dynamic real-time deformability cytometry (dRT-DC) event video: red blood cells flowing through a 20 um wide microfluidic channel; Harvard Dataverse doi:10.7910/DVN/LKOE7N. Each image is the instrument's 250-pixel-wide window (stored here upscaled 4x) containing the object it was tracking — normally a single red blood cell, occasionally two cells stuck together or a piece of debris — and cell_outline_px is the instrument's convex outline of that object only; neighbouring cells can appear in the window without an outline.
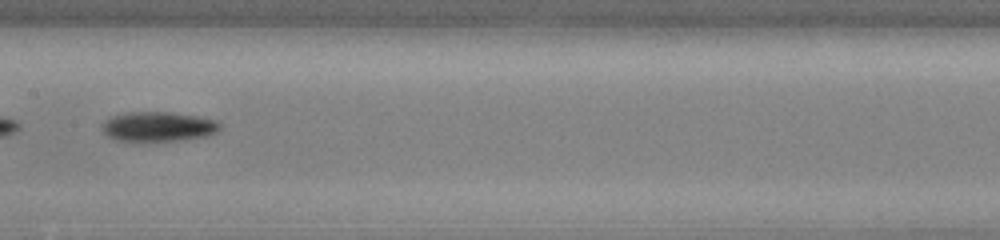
{"species": "common noctule bat (a hibernating species)", "species_latin": "Nyctalus noctula", "temperature_condition": "cold", "stored_images_in_passage": 36, "camera_frame_rate_fps": 3000, "um_per_image_px": 0.085, "animal": {"sex": "male", "body_mass_g": 13.0, "forearm_length_mm": 53.1}, "frame": {"image": 1, "passage_image": 11, "time_ms": 3.333, "image_size_px": [1000, 240], "cell_outline_px": [[220, 128], [216, 132], [208, 136], [180, 140], [140, 144], [136, 144], [116, 140], [108, 136], [100, 128], [100, 124], [112, 116], [128, 112], [172, 112], [196, 116], [216, 120], [220, 124]], "centroid_in_image_um": [13.39, 10.81], "position_along_channel_um": 194.0, "area_um2": 21.21}}
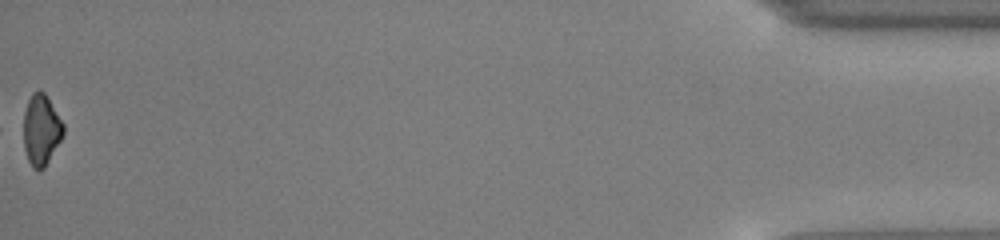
{"frame": {"image": 2, "passage_image": 36, "time_ms": 11.667, "image_size_px": [1000, 240], "cell_outline_px": [[64, 132], [60, 140], [44, 168], [32, 168], [28, 160], [24, 148], [24, 112], [28, 100], [32, 92], [44, 92], [64, 124]], "centroid_in_image_um": [3.49, 11.03], "position_along_channel_um": 431.7, "area_um2": 16.07}, "authors_computed_cell_mechanics": {"area_um2": 18.9873, "velocity_mm_per_s": 3.9617, "shape_relaxation_time_tau1_ms": 2.6222, "shape_relaxation_time_tau2_ms": null, "deformation_change_tau1": 0.1107, "deformation_change_tau2": null}}